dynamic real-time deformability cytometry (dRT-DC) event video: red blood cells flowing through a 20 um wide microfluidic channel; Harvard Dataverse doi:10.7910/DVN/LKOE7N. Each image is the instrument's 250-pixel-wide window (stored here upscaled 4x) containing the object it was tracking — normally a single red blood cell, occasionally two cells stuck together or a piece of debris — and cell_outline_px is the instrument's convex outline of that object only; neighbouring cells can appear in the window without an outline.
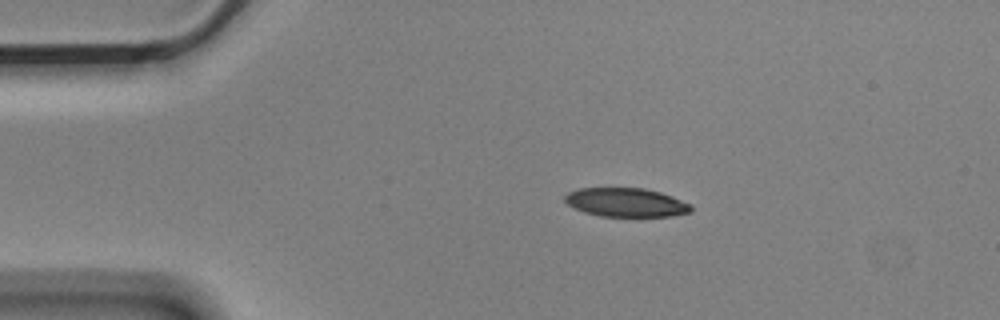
{"species": "Egyptian fruit bat (a non-hibernating species)", "species_latin": "Rousettus aegyptiacus", "temperature_condition": "cold", "stored_images_in_passage": 3, "camera_frame_rate_fps": 3000, "um_per_image_px": 0.085, "animal": {"sex": "male"}, "frame": {"image": 1, "passage_image": 2, "time_ms": 0.333, "image_size_px": [1000, 320], "cell_outline_px": [[692, 212], [672, 216], [600, 216], [584, 212], [568, 204], [564, 200], [564, 196], [568, 192], [580, 188], [644, 188], [660, 192], [672, 196], [692, 204]], "centroid_in_image_um": [53.24, 17.2], "position_along_channel_um": 31.8, "area_um2": 21.21}}